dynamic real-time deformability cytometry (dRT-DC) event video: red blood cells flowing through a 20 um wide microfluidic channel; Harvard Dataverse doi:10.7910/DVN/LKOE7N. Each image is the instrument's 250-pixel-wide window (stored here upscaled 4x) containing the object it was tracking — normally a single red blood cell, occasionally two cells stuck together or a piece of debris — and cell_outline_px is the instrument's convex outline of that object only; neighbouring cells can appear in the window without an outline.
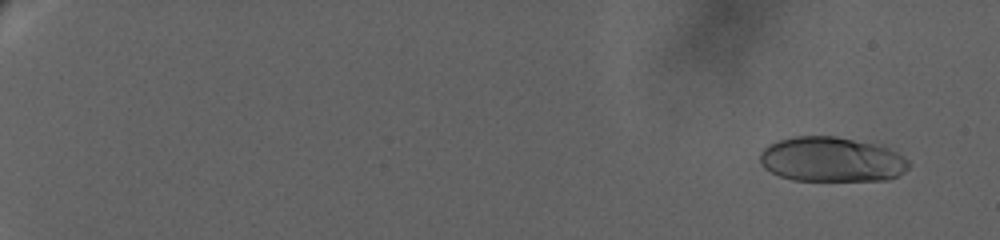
{"species": "human", "species_latin": "Homo sapiens", "temperature_condition": "warm", "stored_images_in_passage": 15, "camera_frame_rate_fps": 3000, "um_per_image_px": 0.085, "donor": {"sex": "female"}, "frame": {"image": 1, "passage_image": 9, "time_ms": 1.667, "image_size_px": [1000, 240], "cell_outline_px": [[908, 168], [904, 172], [888, 180], [792, 180], [780, 176], [764, 168], [760, 164], [760, 152], [768, 144], [776, 140], [792, 136], [836, 136], [872, 144], [888, 148], [896, 152], [908, 160]], "centroid_in_image_um": [70.63, 13.55], "position_along_channel_um": 14.4, "area_um2": 38.78}}